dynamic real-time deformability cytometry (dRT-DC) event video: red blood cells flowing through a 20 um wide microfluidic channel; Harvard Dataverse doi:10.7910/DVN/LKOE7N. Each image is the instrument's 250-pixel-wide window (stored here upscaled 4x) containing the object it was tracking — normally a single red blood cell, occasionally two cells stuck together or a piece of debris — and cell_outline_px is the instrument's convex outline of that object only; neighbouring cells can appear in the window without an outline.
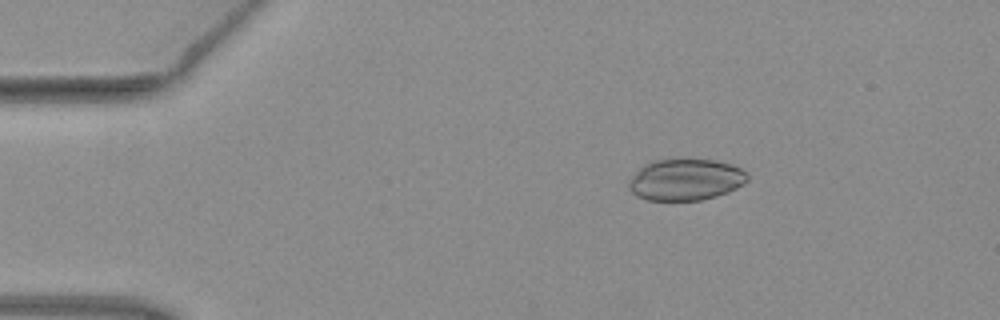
{"species": "common noctule bat (a hibernating species)", "species_latin": "Nyctalus noctula", "temperature_condition": "warm", "stored_images_in_passage": 4, "camera_frame_rate_fps": 3000, "um_per_image_px": 0.085, "animal": {"sex": "female", "body_mass_g": 19.3, "forearm_length_mm": 54.1}, "frame": {"image": 1, "passage_image": 2, "time_ms": 0.333, "image_size_px": [1000, 320], "cell_outline_px": [[748, 180], [744, 184], [728, 192], [716, 196], [700, 200], [648, 200], [636, 196], [628, 188], [628, 180], [644, 164], [652, 160], [716, 160], [732, 164], [740, 168], [748, 176]], "centroid_in_image_um": [58.27, 15.28], "position_along_channel_um": 26.7, "area_um2": 28.61}}
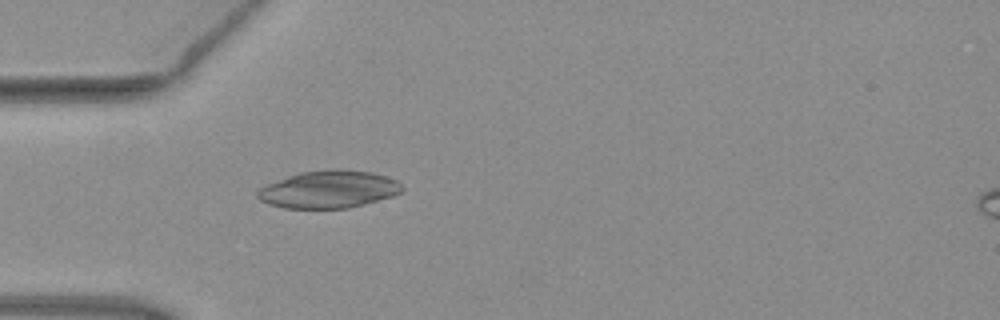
{"frame": {"image": 2, "passage_image": 4, "time_ms": 1.0, "image_size_px": [1000, 320], "cell_outline_px": [[404, 188], [400, 192], [392, 196], [364, 204], [348, 208], [284, 208], [268, 204], [260, 200], [256, 196], [256, 192], [264, 184], [300, 172], [332, 168], [340, 168], [372, 172], [396, 180]], "centroid_in_image_um": [27.9, 16.08], "position_along_channel_um": 57.1, "area_um2": 31.73}}